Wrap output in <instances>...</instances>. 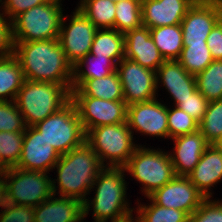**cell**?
<instances>
[{"label": "cell", "instance_id": "47", "mask_svg": "<svg viewBox=\"0 0 222 222\" xmlns=\"http://www.w3.org/2000/svg\"><path fill=\"white\" fill-rule=\"evenodd\" d=\"M85 220H86V219H85V217L83 216L78 222H86ZM93 222H96V221L93 220Z\"/></svg>", "mask_w": 222, "mask_h": 222}, {"label": "cell", "instance_id": "28", "mask_svg": "<svg viewBox=\"0 0 222 222\" xmlns=\"http://www.w3.org/2000/svg\"><path fill=\"white\" fill-rule=\"evenodd\" d=\"M78 8L98 29H114L116 3L111 0H80Z\"/></svg>", "mask_w": 222, "mask_h": 222}, {"label": "cell", "instance_id": "25", "mask_svg": "<svg viewBox=\"0 0 222 222\" xmlns=\"http://www.w3.org/2000/svg\"><path fill=\"white\" fill-rule=\"evenodd\" d=\"M125 34L116 29H98L90 49L97 57H108L118 64L124 58Z\"/></svg>", "mask_w": 222, "mask_h": 222}, {"label": "cell", "instance_id": "31", "mask_svg": "<svg viewBox=\"0 0 222 222\" xmlns=\"http://www.w3.org/2000/svg\"><path fill=\"white\" fill-rule=\"evenodd\" d=\"M142 0H129L116 3L114 29L126 33L142 26Z\"/></svg>", "mask_w": 222, "mask_h": 222}, {"label": "cell", "instance_id": "1", "mask_svg": "<svg viewBox=\"0 0 222 222\" xmlns=\"http://www.w3.org/2000/svg\"><path fill=\"white\" fill-rule=\"evenodd\" d=\"M13 55L18 59L25 80L63 84L71 91L74 66L58 39L13 42Z\"/></svg>", "mask_w": 222, "mask_h": 222}, {"label": "cell", "instance_id": "32", "mask_svg": "<svg viewBox=\"0 0 222 222\" xmlns=\"http://www.w3.org/2000/svg\"><path fill=\"white\" fill-rule=\"evenodd\" d=\"M177 61L188 73L196 76L213 61V58L207 44H188L183 47Z\"/></svg>", "mask_w": 222, "mask_h": 222}, {"label": "cell", "instance_id": "23", "mask_svg": "<svg viewBox=\"0 0 222 222\" xmlns=\"http://www.w3.org/2000/svg\"><path fill=\"white\" fill-rule=\"evenodd\" d=\"M71 97L124 100L123 88L117 71L102 78L84 80L76 89H71Z\"/></svg>", "mask_w": 222, "mask_h": 222}, {"label": "cell", "instance_id": "2", "mask_svg": "<svg viewBox=\"0 0 222 222\" xmlns=\"http://www.w3.org/2000/svg\"><path fill=\"white\" fill-rule=\"evenodd\" d=\"M103 168L96 152L85 142L60 155L53 167L57 174V179L52 178L53 194L75 198L83 203L88 195L91 196L90 188Z\"/></svg>", "mask_w": 222, "mask_h": 222}, {"label": "cell", "instance_id": "19", "mask_svg": "<svg viewBox=\"0 0 222 222\" xmlns=\"http://www.w3.org/2000/svg\"><path fill=\"white\" fill-rule=\"evenodd\" d=\"M124 57L155 72L165 62L150 36V29L143 25L125 33Z\"/></svg>", "mask_w": 222, "mask_h": 222}, {"label": "cell", "instance_id": "22", "mask_svg": "<svg viewBox=\"0 0 222 222\" xmlns=\"http://www.w3.org/2000/svg\"><path fill=\"white\" fill-rule=\"evenodd\" d=\"M52 195L35 208V222H78L83 203L75 198Z\"/></svg>", "mask_w": 222, "mask_h": 222}, {"label": "cell", "instance_id": "13", "mask_svg": "<svg viewBox=\"0 0 222 222\" xmlns=\"http://www.w3.org/2000/svg\"><path fill=\"white\" fill-rule=\"evenodd\" d=\"M87 133L103 125L127 122V104L124 100L110 101L93 97H71Z\"/></svg>", "mask_w": 222, "mask_h": 222}, {"label": "cell", "instance_id": "17", "mask_svg": "<svg viewBox=\"0 0 222 222\" xmlns=\"http://www.w3.org/2000/svg\"><path fill=\"white\" fill-rule=\"evenodd\" d=\"M164 87V88H161ZM156 91L166 90L177 106L181 100L191 96L197 90L196 77L188 73L177 60L165 61L156 71Z\"/></svg>", "mask_w": 222, "mask_h": 222}, {"label": "cell", "instance_id": "21", "mask_svg": "<svg viewBox=\"0 0 222 222\" xmlns=\"http://www.w3.org/2000/svg\"><path fill=\"white\" fill-rule=\"evenodd\" d=\"M191 6L187 0H142V24L149 29L181 24Z\"/></svg>", "mask_w": 222, "mask_h": 222}, {"label": "cell", "instance_id": "8", "mask_svg": "<svg viewBox=\"0 0 222 222\" xmlns=\"http://www.w3.org/2000/svg\"><path fill=\"white\" fill-rule=\"evenodd\" d=\"M33 127L43 135L59 155L66 154L86 142V132L72 101Z\"/></svg>", "mask_w": 222, "mask_h": 222}, {"label": "cell", "instance_id": "45", "mask_svg": "<svg viewBox=\"0 0 222 222\" xmlns=\"http://www.w3.org/2000/svg\"><path fill=\"white\" fill-rule=\"evenodd\" d=\"M191 5H205L218 0H187Z\"/></svg>", "mask_w": 222, "mask_h": 222}, {"label": "cell", "instance_id": "18", "mask_svg": "<svg viewBox=\"0 0 222 222\" xmlns=\"http://www.w3.org/2000/svg\"><path fill=\"white\" fill-rule=\"evenodd\" d=\"M173 140V149L168 150L176 176H187L199 162L205 149L210 145L198 130L194 133L179 135Z\"/></svg>", "mask_w": 222, "mask_h": 222}, {"label": "cell", "instance_id": "34", "mask_svg": "<svg viewBox=\"0 0 222 222\" xmlns=\"http://www.w3.org/2000/svg\"><path fill=\"white\" fill-rule=\"evenodd\" d=\"M24 132H0V157L9 167H15L20 159Z\"/></svg>", "mask_w": 222, "mask_h": 222}, {"label": "cell", "instance_id": "42", "mask_svg": "<svg viewBox=\"0 0 222 222\" xmlns=\"http://www.w3.org/2000/svg\"><path fill=\"white\" fill-rule=\"evenodd\" d=\"M207 46L213 60H222V19L207 36Z\"/></svg>", "mask_w": 222, "mask_h": 222}, {"label": "cell", "instance_id": "36", "mask_svg": "<svg viewBox=\"0 0 222 222\" xmlns=\"http://www.w3.org/2000/svg\"><path fill=\"white\" fill-rule=\"evenodd\" d=\"M23 115L14 101H0V132H25Z\"/></svg>", "mask_w": 222, "mask_h": 222}, {"label": "cell", "instance_id": "43", "mask_svg": "<svg viewBox=\"0 0 222 222\" xmlns=\"http://www.w3.org/2000/svg\"><path fill=\"white\" fill-rule=\"evenodd\" d=\"M9 205L5 174L0 173V211L2 212Z\"/></svg>", "mask_w": 222, "mask_h": 222}, {"label": "cell", "instance_id": "49", "mask_svg": "<svg viewBox=\"0 0 222 222\" xmlns=\"http://www.w3.org/2000/svg\"><path fill=\"white\" fill-rule=\"evenodd\" d=\"M218 146L222 149V140L218 143Z\"/></svg>", "mask_w": 222, "mask_h": 222}, {"label": "cell", "instance_id": "48", "mask_svg": "<svg viewBox=\"0 0 222 222\" xmlns=\"http://www.w3.org/2000/svg\"><path fill=\"white\" fill-rule=\"evenodd\" d=\"M113 1L114 3H118V2H121V1H129V0H111Z\"/></svg>", "mask_w": 222, "mask_h": 222}, {"label": "cell", "instance_id": "39", "mask_svg": "<svg viewBox=\"0 0 222 222\" xmlns=\"http://www.w3.org/2000/svg\"><path fill=\"white\" fill-rule=\"evenodd\" d=\"M49 0H0V12L10 22L20 13L47 3Z\"/></svg>", "mask_w": 222, "mask_h": 222}, {"label": "cell", "instance_id": "9", "mask_svg": "<svg viewBox=\"0 0 222 222\" xmlns=\"http://www.w3.org/2000/svg\"><path fill=\"white\" fill-rule=\"evenodd\" d=\"M4 174L11 204L36 207L53 195L50 173L11 167Z\"/></svg>", "mask_w": 222, "mask_h": 222}, {"label": "cell", "instance_id": "37", "mask_svg": "<svg viewBox=\"0 0 222 222\" xmlns=\"http://www.w3.org/2000/svg\"><path fill=\"white\" fill-rule=\"evenodd\" d=\"M189 222H222V199L205 198L189 216Z\"/></svg>", "mask_w": 222, "mask_h": 222}, {"label": "cell", "instance_id": "38", "mask_svg": "<svg viewBox=\"0 0 222 222\" xmlns=\"http://www.w3.org/2000/svg\"><path fill=\"white\" fill-rule=\"evenodd\" d=\"M208 103L206 98L196 90L191 96L181 100L176 107L188 113L194 120L200 123L205 115Z\"/></svg>", "mask_w": 222, "mask_h": 222}, {"label": "cell", "instance_id": "14", "mask_svg": "<svg viewBox=\"0 0 222 222\" xmlns=\"http://www.w3.org/2000/svg\"><path fill=\"white\" fill-rule=\"evenodd\" d=\"M149 198L157 205L186 212L189 216L206 198L187 176H176Z\"/></svg>", "mask_w": 222, "mask_h": 222}, {"label": "cell", "instance_id": "6", "mask_svg": "<svg viewBox=\"0 0 222 222\" xmlns=\"http://www.w3.org/2000/svg\"><path fill=\"white\" fill-rule=\"evenodd\" d=\"M63 1L49 0L47 3L17 15L11 21L12 41L30 42L58 39L65 13L63 12Z\"/></svg>", "mask_w": 222, "mask_h": 222}, {"label": "cell", "instance_id": "15", "mask_svg": "<svg viewBox=\"0 0 222 222\" xmlns=\"http://www.w3.org/2000/svg\"><path fill=\"white\" fill-rule=\"evenodd\" d=\"M222 19V0L205 5H192L181 21L183 47L207 44V36Z\"/></svg>", "mask_w": 222, "mask_h": 222}, {"label": "cell", "instance_id": "41", "mask_svg": "<svg viewBox=\"0 0 222 222\" xmlns=\"http://www.w3.org/2000/svg\"><path fill=\"white\" fill-rule=\"evenodd\" d=\"M13 54L11 22L0 12V58Z\"/></svg>", "mask_w": 222, "mask_h": 222}, {"label": "cell", "instance_id": "35", "mask_svg": "<svg viewBox=\"0 0 222 222\" xmlns=\"http://www.w3.org/2000/svg\"><path fill=\"white\" fill-rule=\"evenodd\" d=\"M169 139L199 130V123L176 106H167Z\"/></svg>", "mask_w": 222, "mask_h": 222}, {"label": "cell", "instance_id": "46", "mask_svg": "<svg viewBox=\"0 0 222 222\" xmlns=\"http://www.w3.org/2000/svg\"><path fill=\"white\" fill-rule=\"evenodd\" d=\"M9 167L2 161L0 157V173H5Z\"/></svg>", "mask_w": 222, "mask_h": 222}, {"label": "cell", "instance_id": "12", "mask_svg": "<svg viewBox=\"0 0 222 222\" xmlns=\"http://www.w3.org/2000/svg\"><path fill=\"white\" fill-rule=\"evenodd\" d=\"M116 71L120 78L127 106L159 97L156 91V72L137 62L123 58Z\"/></svg>", "mask_w": 222, "mask_h": 222}, {"label": "cell", "instance_id": "10", "mask_svg": "<svg viewBox=\"0 0 222 222\" xmlns=\"http://www.w3.org/2000/svg\"><path fill=\"white\" fill-rule=\"evenodd\" d=\"M71 14L69 18L64 14L58 40L67 59L75 66L90 52L98 28L78 8Z\"/></svg>", "mask_w": 222, "mask_h": 222}, {"label": "cell", "instance_id": "30", "mask_svg": "<svg viewBox=\"0 0 222 222\" xmlns=\"http://www.w3.org/2000/svg\"><path fill=\"white\" fill-rule=\"evenodd\" d=\"M149 203L145 204L137 200L134 211L137 213L139 222H189V215L181 210L166 208L155 204L149 197ZM140 202V203H139Z\"/></svg>", "mask_w": 222, "mask_h": 222}, {"label": "cell", "instance_id": "40", "mask_svg": "<svg viewBox=\"0 0 222 222\" xmlns=\"http://www.w3.org/2000/svg\"><path fill=\"white\" fill-rule=\"evenodd\" d=\"M35 208L26 205H9L0 212V222H35Z\"/></svg>", "mask_w": 222, "mask_h": 222}, {"label": "cell", "instance_id": "16", "mask_svg": "<svg viewBox=\"0 0 222 222\" xmlns=\"http://www.w3.org/2000/svg\"><path fill=\"white\" fill-rule=\"evenodd\" d=\"M60 155L33 126L26 127L20 159L15 167L49 173Z\"/></svg>", "mask_w": 222, "mask_h": 222}, {"label": "cell", "instance_id": "33", "mask_svg": "<svg viewBox=\"0 0 222 222\" xmlns=\"http://www.w3.org/2000/svg\"><path fill=\"white\" fill-rule=\"evenodd\" d=\"M199 131L209 144H218L222 140V99L208 103Z\"/></svg>", "mask_w": 222, "mask_h": 222}, {"label": "cell", "instance_id": "29", "mask_svg": "<svg viewBox=\"0 0 222 222\" xmlns=\"http://www.w3.org/2000/svg\"><path fill=\"white\" fill-rule=\"evenodd\" d=\"M195 77L197 90L208 102L222 99V60H213Z\"/></svg>", "mask_w": 222, "mask_h": 222}, {"label": "cell", "instance_id": "5", "mask_svg": "<svg viewBox=\"0 0 222 222\" xmlns=\"http://www.w3.org/2000/svg\"><path fill=\"white\" fill-rule=\"evenodd\" d=\"M124 168L134 178L131 180L141 184V194L146 198L175 177L169 152L144 144L136 148Z\"/></svg>", "mask_w": 222, "mask_h": 222}, {"label": "cell", "instance_id": "26", "mask_svg": "<svg viewBox=\"0 0 222 222\" xmlns=\"http://www.w3.org/2000/svg\"><path fill=\"white\" fill-rule=\"evenodd\" d=\"M150 36L165 61L179 58L183 49L181 24L151 28Z\"/></svg>", "mask_w": 222, "mask_h": 222}, {"label": "cell", "instance_id": "11", "mask_svg": "<svg viewBox=\"0 0 222 222\" xmlns=\"http://www.w3.org/2000/svg\"><path fill=\"white\" fill-rule=\"evenodd\" d=\"M127 123L133 135L169 139L167 104L161 98L127 106Z\"/></svg>", "mask_w": 222, "mask_h": 222}, {"label": "cell", "instance_id": "4", "mask_svg": "<svg viewBox=\"0 0 222 222\" xmlns=\"http://www.w3.org/2000/svg\"><path fill=\"white\" fill-rule=\"evenodd\" d=\"M71 101V91L63 84L25 80L14 100L26 126H34L58 112Z\"/></svg>", "mask_w": 222, "mask_h": 222}, {"label": "cell", "instance_id": "3", "mask_svg": "<svg viewBox=\"0 0 222 222\" xmlns=\"http://www.w3.org/2000/svg\"><path fill=\"white\" fill-rule=\"evenodd\" d=\"M124 167H104L95 179L90 192L95 190L92 199L88 196L83 202V216L96 222H108L134 212L128 199V184Z\"/></svg>", "mask_w": 222, "mask_h": 222}, {"label": "cell", "instance_id": "20", "mask_svg": "<svg viewBox=\"0 0 222 222\" xmlns=\"http://www.w3.org/2000/svg\"><path fill=\"white\" fill-rule=\"evenodd\" d=\"M187 177L206 198L213 197V187L222 181V149L218 144H210L205 149Z\"/></svg>", "mask_w": 222, "mask_h": 222}, {"label": "cell", "instance_id": "27", "mask_svg": "<svg viewBox=\"0 0 222 222\" xmlns=\"http://www.w3.org/2000/svg\"><path fill=\"white\" fill-rule=\"evenodd\" d=\"M24 82L18 59L13 54L0 58V101H14Z\"/></svg>", "mask_w": 222, "mask_h": 222}, {"label": "cell", "instance_id": "44", "mask_svg": "<svg viewBox=\"0 0 222 222\" xmlns=\"http://www.w3.org/2000/svg\"><path fill=\"white\" fill-rule=\"evenodd\" d=\"M109 222H139V219H138L137 214L135 215V211H134V215H133V212H131V213L127 214L126 216L111 220Z\"/></svg>", "mask_w": 222, "mask_h": 222}, {"label": "cell", "instance_id": "7", "mask_svg": "<svg viewBox=\"0 0 222 222\" xmlns=\"http://www.w3.org/2000/svg\"><path fill=\"white\" fill-rule=\"evenodd\" d=\"M136 138L127 122L95 127L86 133V143L104 167H124L142 145L135 142Z\"/></svg>", "mask_w": 222, "mask_h": 222}, {"label": "cell", "instance_id": "24", "mask_svg": "<svg viewBox=\"0 0 222 222\" xmlns=\"http://www.w3.org/2000/svg\"><path fill=\"white\" fill-rule=\"evenodd\" d=\"M117 64L110 58L86 54L74 66V76L71 89H76L84 80L102 78L116 71Z\"/></svg>", "mask_w": 222, "mask_h": 222}]
</instances>
